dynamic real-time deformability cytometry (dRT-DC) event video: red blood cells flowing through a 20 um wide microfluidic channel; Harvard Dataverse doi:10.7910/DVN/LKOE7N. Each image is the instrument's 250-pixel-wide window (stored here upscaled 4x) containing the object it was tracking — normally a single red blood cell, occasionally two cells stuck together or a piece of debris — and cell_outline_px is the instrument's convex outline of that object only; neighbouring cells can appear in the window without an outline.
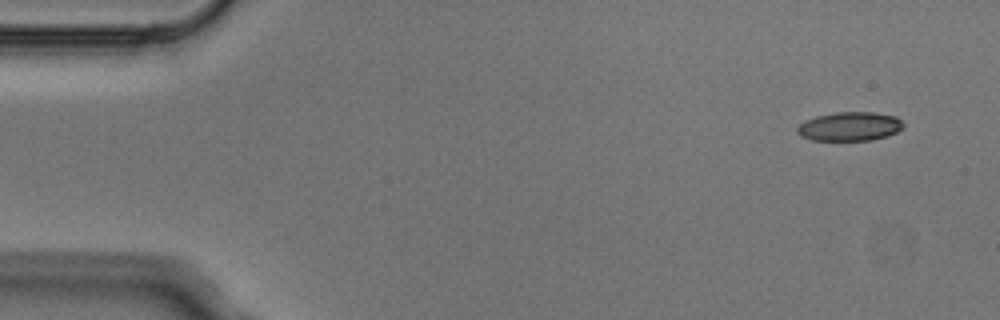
{"species": "Egyptian fruit bat (a non-hibernating species)", "species_latin": "Rousettus aegyptiacus", "temperature_condition": "cold", "stored_images_in_passage": 4, "camera_frame_rate_fps": 3000, "um_per_image_px": 0.085, "animal": {"sex": "male"}, "frame": {"image": 1, "passage_image": 1, "time_ms": 0.0, "image_size_px": [1000, 320], "cell_outline_px": [[904, 128], [888, 136], [872, 140], [812, 140], [800, 136], [796, 132], [796, 128], [804, 120], [816, 116], [836, 112], [876, 112], [896, 116], [904, 124]], "centroid_in_image_um": [72.23, 10.74], "position_along_channel_um": 12.8, "area_um2": 18.09}}
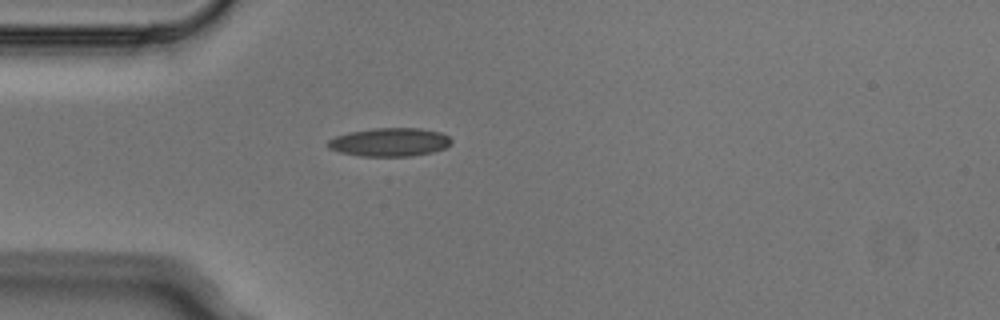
{"frame": {"image": 2, "passage_image": 4, "time_ms": 1.0, "image_size_px": [1000, 320], "cell_outline_px": [[452, 144], [444, 148], [432, 152], [412, 156], [360, 156], [340, 152], [328, 148], [324, 144], [328, 140], [336, 136], [348, 132], [372, 128], [420, 128], [440, 132], [448, 136], [452, 140]], "centroid_in_image_um": [33.1, 12.08], "position_along_channel_um": 51.9, "area_um2": 20.63}}